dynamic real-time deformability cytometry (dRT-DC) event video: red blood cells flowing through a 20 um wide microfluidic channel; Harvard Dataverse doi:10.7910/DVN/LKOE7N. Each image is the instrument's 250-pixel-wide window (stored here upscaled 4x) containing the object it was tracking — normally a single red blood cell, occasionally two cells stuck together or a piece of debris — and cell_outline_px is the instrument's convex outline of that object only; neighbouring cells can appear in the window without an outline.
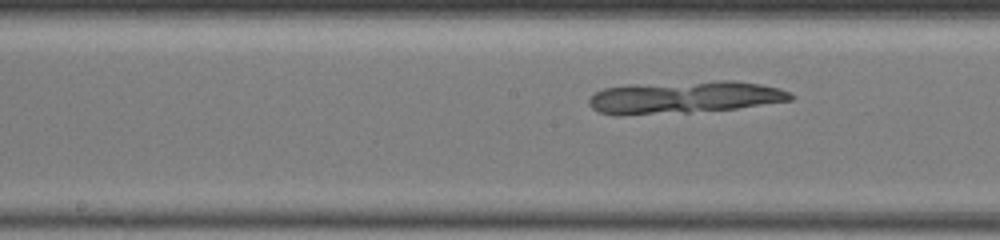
{"species": "common noctule bat (a hibernating species)", "species_latin": "Nyctalus noctula", "temperature_condition": "warm", "stored_images_in_passage": 68, "camera_frame_rate_fps": 3000, "um_per_image_px": 0.085, "animal": {"sex": "female", "body_mass_g": 19.5, "forearm_length_mm": 54.1}, "frame": {"image": 1, "passage_image": 21, "time_ms": 4.0, "image_size_px": [1000, 240], "cell_outline_px": [[796, 96], [792, 100], [736, 108], [688, 112], [620, 116], [616, 116], [600, 112], [592, 108], [588, 104], [588, 100], [596, 92], [604, 88], [628, 84], [716, 80], [732, 80], [760, 84], [780, 88], [792, 92]], "centroid_in_image_um": [58.16, 8.26], "position_along_channel_um": 190.0, "area_um2": 38.44}}
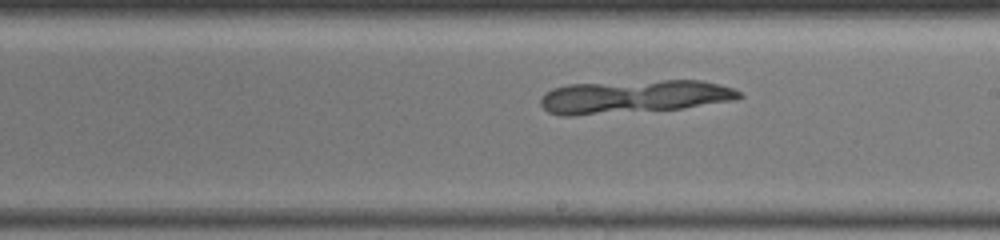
{"frame": {"image": 2, "passage_image": 28, "time_ms": 5.333, "image_size_px": [1000, 240], "cell_outline_px": [[744, 96], [736, 100], [684, 108], [572, 116], [560, 116], [548, 112], [540, 104], [540, 96], [544, 92], [552, 88], [568, 84], [664, 80], [700, 80], [720, 84], [732, 88], [740, 92]], "centroid_in_image_um": [53.86, 8.22], "position_along_channel_um": 235.1, "area_um2": 38.78}}
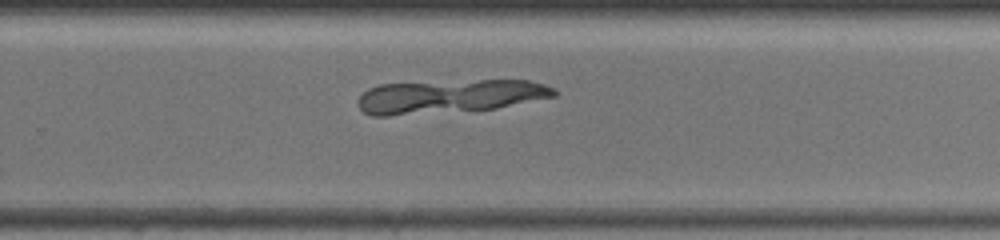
{"frame": {"image": 3, "passage_image": 37, "time_ms": 7.0, "image_size_px": [1000, 240], "cell_outline_px": [[556, 96], [496, 108], [388, 116], [372, 116], [364, 112], [356, 104], [356, 100], [368, 88], [380, 84], [480, 80], [528, 80], [544, 84], [556, 88]], "centroid_in_image_um": [38.19, 8.19], "position_along_channel_um": 291.6, "area_um2": 38.32}}